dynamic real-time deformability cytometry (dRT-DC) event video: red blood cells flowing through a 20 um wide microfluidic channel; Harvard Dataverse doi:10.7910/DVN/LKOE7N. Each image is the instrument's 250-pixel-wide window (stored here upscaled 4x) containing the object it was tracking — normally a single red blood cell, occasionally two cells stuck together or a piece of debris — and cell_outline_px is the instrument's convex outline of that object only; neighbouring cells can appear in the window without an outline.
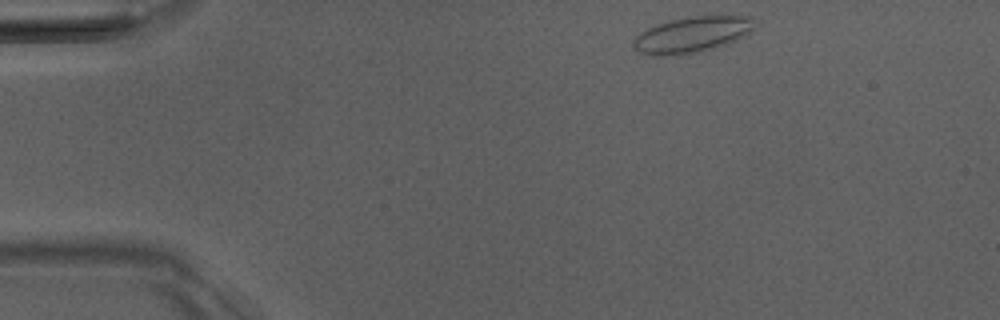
{"species": "Egyptian fruit bat (a non-hibernating species)", "species_latin": "Rousettus aegyptiacus", "temperature_condition": "room temperature", "stored_images_in_passage": 3, "camera_frame_rate_fps": 3000, "um_per_image_px": 0.085, "animal": {"sex": "male"}, "frame": {"image": 1, "passage_image": 1, "time_ms": 0.0, "image_size_px": [1000, 320], "cell_outline_px": [[752, 28], [748, 32], [736, 40], [728, 44], [716, 48], [700, 52], [672, 56], [652, 56], [640, 52], [632, 48], [632, 40], [640, 32], [656, 24], [668, 20], [688, 16], [752, 16]], "centroid_in_image_um": [58.74, 2.96], "position_along_channel_um": 26.3, "area_um2": 25.55}}